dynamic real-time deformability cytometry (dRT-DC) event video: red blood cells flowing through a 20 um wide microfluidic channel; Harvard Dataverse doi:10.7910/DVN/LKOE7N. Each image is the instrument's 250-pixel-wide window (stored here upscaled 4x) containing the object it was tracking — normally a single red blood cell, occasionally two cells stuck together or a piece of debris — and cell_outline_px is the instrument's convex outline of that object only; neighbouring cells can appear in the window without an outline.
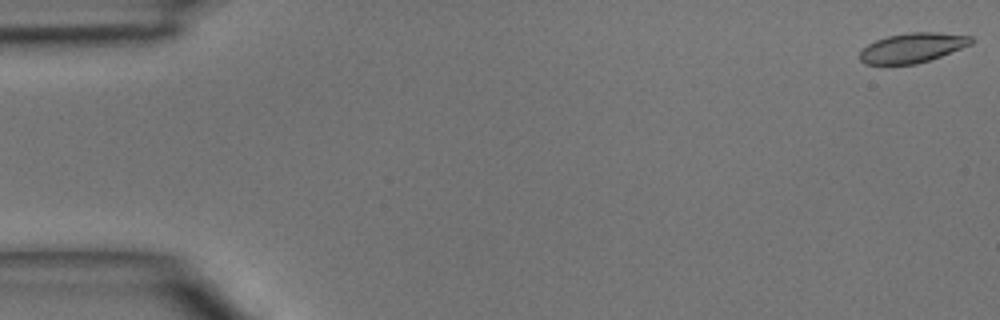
{"species": "common noctule bat (a hibernating species)", "species_latin": "Nyctalus noctula", "temperature_condition": "room temperature", "stored_images_in_passage": 47, "camera_frame_rate_fps": 3000, "um_per_image_px": 0.085, "animal": {"sex": "male", "body_mass_g": 15.6}, "frame": {"image": 1, "passage_image": 1, "time_ms": 0.0, "image_size_px": [1000, 320], "cell_outline_px": [[972, 44], [940, 56], [916, 64], [864, 64], [860, 60], [860, 52], [868, 44], [876, 40], [888, 36], [908, 32], [936, 32], [972, 36]], "centroid_in_image_um": [77.55, 4.05], "position_along_channel_um": 7.4, "area_um2": 19.07}}
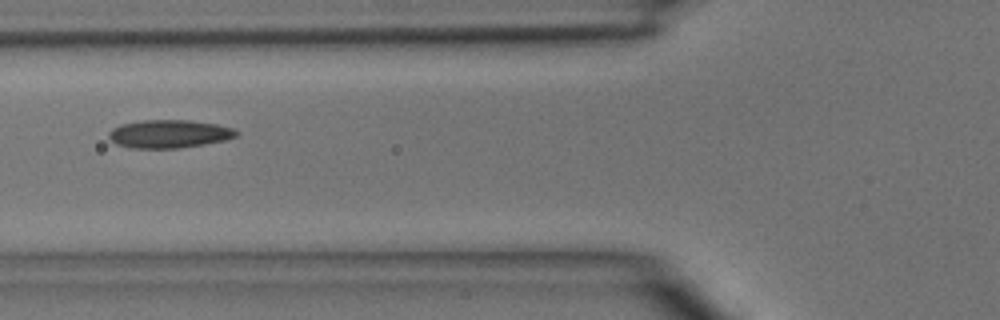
{"frame": {"image": 2, "passage_image": 18, "time_ms": 5.667, "image_size_px": [1000, 320], "cell_outline_px": [[240, 136], [224, 140], [204, 144], [180, 148], [132, 148], [116, 144], [108, 136], [108, 132], [112, 128], [120, 124], [144, 120], [188, 120], [216, 124], [232, 128], [240, 132]], "centroid_in_image_um": [14.39, 11.38], "position_along_channel_um": 111.4, "area_um2": 20.98}}
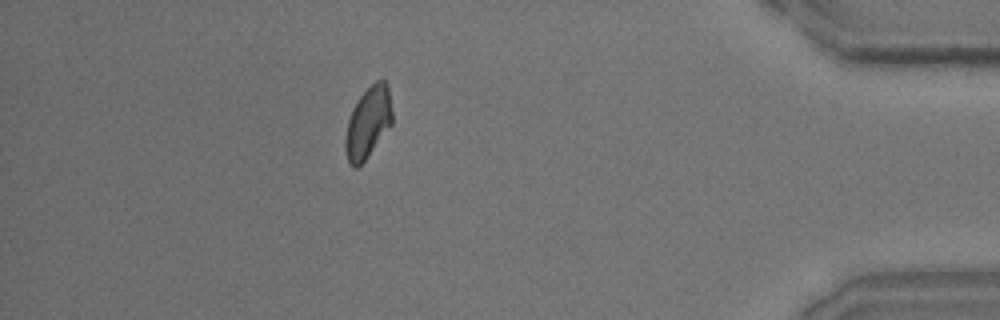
{"frame": {"image": 3, "passage_image": 42, "time_ms": 13.667, "image_size_px": [1000, 320], "cell_outline_px": [[392, 124], [364, 160], [356, 168], [352, 168], [348, 164], [344, 148], [344, 140], [348, 120], [352, 108], [360, 96], [376, 80], [384, 80], [388, 84], [392, 112]], "centroid_in_image_um": [31.26, 10.42], "position_along_channel_um": 403.9, "area_um2": 19.42}}